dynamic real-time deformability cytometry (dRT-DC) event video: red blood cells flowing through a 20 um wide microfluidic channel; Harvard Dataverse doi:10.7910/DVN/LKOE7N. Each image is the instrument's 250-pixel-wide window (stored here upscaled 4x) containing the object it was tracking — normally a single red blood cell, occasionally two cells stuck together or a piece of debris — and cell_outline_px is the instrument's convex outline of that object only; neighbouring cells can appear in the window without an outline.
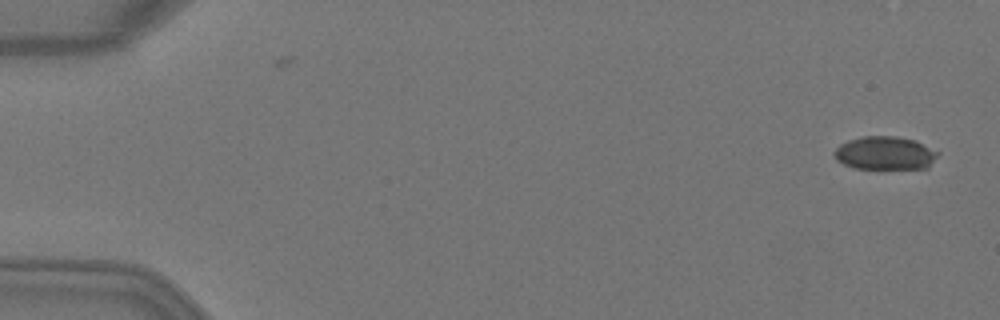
{"species": "Egyptian fruit bat (a non-hibernating species)", "species_latin": "Rousettus aegyptiacus", "temperature_condition": "warm", "stored_images_in_passage": 7, "camera_frame_rate_fps": 3000, "um_per_image_px": 0.085, "animal": {"sex": "female"}, "frame": {"image": 1, "passage_image": 1, "time_ms": 0.0, "image_size_px": [1000, 320], "cell_outline_px": [[940, 152], [928, 168], [856, 168], [844, 164], [836, 160], [832, 152], [840, 144], [848, 140], [864, 136], [896, 136], [916, 140]], "centroid_in_image_um": [75.22, 13.0], "position_along_channel_um": 9.8, "area_um2": 20.11}}